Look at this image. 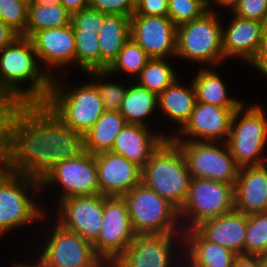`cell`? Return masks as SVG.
<instances>
[{
    "label": "cell",
    "instance_id": "cell-36",
    "mask_svg": "<svg viewBox=\"0 0 267 267\" xmlns=\"http://www.w3.org/2000/svg\"><path fill=\"white\" fill-rule=\"evenodd\" d=\"M244 256H267V212L247 215Z\"/></svg>",
    "mask_w": 267,
    "mask_h": 267
},
{
    "label": "cell",
    "instance_id": "cell-52",
    "mask_svg": "<svg viewBox=\"0 0 267 267\" xmlns=\"http://www.w3.org/2000/svg\"><path fill=\"white\" fill-rule=\"evenodd\" d=\"M259 267H267V256L259 257Z\"/></svg>",
    "mask_w": 267,
    "mask_h": 267
},
{
    "label": "cell",
    "instance_id": "cell-43",
    "mask_svg": "<svg viewBox=\"0 0 267 267\" xmlns=\"http://www.w3.org/2000/svg\"><path fill=\"white\" fill-rule=\"evenodd\" d=\"M254 70H257L261 75L267 79V36L263 34L262 41L258 50L251 61L248 63Z\"/></svg>",
    "mask_w": 267,
    "mask_h": 267
},
{
    "label": "cell",
    "instance_id": "cell-2",
    "mask_svg": "<svg viewBox=\"0 0 267 267\" xmlns=\"http://www.w3.org/2000/svg\"><path fill=\"white\" fill-rule=\"evenodd\" d=\"M51 85L30 37L20 35L0 50V94L15 96L24 104L45 103Z\"/></svg>",
    "mask_w": 267,
    "mask_h": 267
},
{
    "label": "cell",
    "instance_id": "cell-48",
    "mask_svg": "<svg viewBox=\"0 0 267 267\" xmlns=\"http://www.w3.org/2000/svg\"><path fill=\"white\" fill-rule=\"evenodd\" d=\"M30 255H27V257H28V260H27V257H26V255H25V257H23L22 255H21V257L24 259L25 258V262H24V260H20V262H19V260L16 262V260H14L13 261V263L12 264H10L11 266L10 267H43L39 262H37L35 259L33 260V257L32 256H30ZM30 258H32V259H30ZM30 259V260H29ZM26 261H28V262H26ZM33 261V262H32Z\"/></svg>",
    "mask_w": 267,
    "mask_h": 267
},
{
    "label": "cell",
    "instance_id": "cell-27",
    "mask_svg": "<svg viewBox=\"0 0 267 267\" xmlns=\"http://www.w3.org/2000/svg\"><path fill=\"white\" fill-rule=\"evenodd\" d=\"M156 110L158 111V95L140 86L134 80H130L119 110L126 123L151 128L152 125L150 124H153L151 122L153 119L161 121L155 118L158 116L159 119ZM153 115L154 118H151Z\"/></svg>",
    "mask_w": 267,
    "mask_h": 267
},
{
    "label": "cell",
    "instance_id": "cell-18",
    "mask_svg": "<svg viewBox=\"0 0 267 267\" xmlns=\"http://www.w3.org/2000/svg\"><path fill=\"white\" fill-rule=\"evenodd\" d=\"M235 110L196 101L189 120L171 139L226 142Z\"/></svg>",
    "mask_w": 267,
    "mask_h": 267
},
{
    "label": "cell",
    "instance_id": "cell-1",
    "mask_svg": "<svg viewBox=\"0 0 267 267\" xmlns=\"http://www.w3.org/2000/svg\"><path fill=\"white\" fill-rule=\"evenodd\" d=\"M84 151V135L69 128L45 103L24 104L13 121L4 167L40 181L57 164Z\"/></svg>",
    "mask_w": 267,
    "mask_h": 267
},
{
    "label": "cell",
    "instance_id": "cell-47",
    "mask_svg": "<svg viewBox=\"0 0 267 267\" xmlns=\"http://www.w3.org/2000/svg\"><path fill=\"white\" fill-rule=\"evenodd\" d=\"M232 267H259V257L238 256Z\"/></svg>",
    "mask_w": 267,
    "mask_h": 267
},
{
    "label": "cell",
    "instance_id": "cell-7",
    "mask_svg": "<svg viewBox=\"0 0 267 267\" xmlns=\"http://www.w3.org/2000/svg\"><path fill=\"white\" fill-rule=\"evenodd\" d=\"M264 108L258 102L249 105L243 102L233 113L225 143L239 168L267 163V113Z\"/></svg>",
    "mask_w": 267,
    "mask_h": 267
},
{
    "label": "cell",
    "instance_id": "cell-44",
    "mask_svg": "<svg viewBox=\"0 0 267 267\" xmlns=\"http://www.w3.org/2000/svg\"><path fill=\"white\" fill-rule=\"evenodd\" d=\"M18 36L20 35L15 30L0 20V50L12 43Z\"/></svg>",
    "mask_w": 267,
    "mask_h": 267
},
{
    "label": "cell",
    "instance_id": "cell-23",
    "mask_svg": "<svg viewBox=\"0 0 267 267\" xmlns=\"http://www.w3.org/2000/svg\"><path fill=\"white\" fill-rule=\"evenodd\" d=\"M208 241L227 247L238 256H244L247 215L232 211L202 221L195 227Z\"/></svg>",
    "mask_w": 267,
    "mask_h": 267
},
{
    "label": "cell",
    "instance_id": "cell-37",
    "mask_svg": "<svg viewBox=\"0 0 267 267\" xmlns=\"http://www.w3.org/2000/svg\"><path fill=\"white\" fill-rule=\"evenodd\" d=\"M28 5L26 0H0V20L19 35L25 36Z\"/></svg>",
    "mask_w": 267,
    "mask_h": 267
},
{
    "label": "cell",
    "instance_id": "cell-29",
    "mask_svg": "<svg viewBox=\"0 0 267 267\" xmlns=\"http://www.w3.org/2000/svg\"><path fill=\"white\" fill-rule=\"evenodd\" d=\"M126 124L119 111H104L84 134V150L92 155L111 151L116 136Z\"/></svg>",
    "mask_w": 267,
    "mask_h": 267
},
{
    "label": "cell",
    "instance_id": "cell-51",
    "mask_svg": "<svg viewBox=\"0 0 267 267\" xmlns=\"http://www.w3.org/2000/svg\"><path fill=\"white\" fill-rule=\"evenodd\" d=\"M96 267H117L115 262L101 261Z\"/></svg>",
    "mask_w": 267,
    "mask_h": 267
},
{
    "label": "cell",
    "instance_id": "cell-40",
    "mask_svg": "<svg viewBox=\"0 0 267 267\" xmlns=\"http://www.w3.org/2000/svg\"><path fill=\"white\" fill-rule=\"evenodd\" d=\"M230 13L264 23L267 16V0H239Z\"/></svg>",
    "mask_w": 267,
    "mask_h": 267
},
{
    "label": "cell",
    "instance_id": "cell-41",
    "mask_svg": "<svg viewBox=\"0 0 267 267\" xmlns=\"http://www.w3.org/2000/svg\"><path fill=\"white\" fill-rule=\"evenodd\" d=\"M89 7L105 14L131 17L136 10V0H90Z\"/></svg>",
    "mask_w": 267,
    "mask_h": 267
},
{
    "label": "cell",
    "instance_id": "cell-26",
    "mask_svg": "<svg viewBox=\"0 0 267 267\" xmlns=\"http://www.w3.org/2000/svg\"><path fill=\"white\" fill-rule=\"evenodd\" d=\"M216 69L219 70V67L195 68L197 72L191 77V81L196 92V101L227 109H237L243 103L242 99L230 95L232 92L228 91L229 84Z\"/></svg>",
    "mask_w": 267,
    "mask_h": 267
},
{
    "label": "cell",
    "instance_id": "cell-53",
    "mask_svg": "<svg viewBox=\"0 0 267 267\" xmlns=\"http://www.w3.org/2000/svg\"><path fill=\"white\" fill-rule=\"evenodd\" d=\"M263 29H264V35L267 36V16H266L265 21L263 23Z\"/></svg>",
    "mask_w": 267,
    "mask_h": 267
},
{
    "label": "cell",
    "instance_id": "cell-38",
    "mask_svg": "<svg viewBox=\"0 0 267 267\" xmlns=\"http://www.w3.org/2000/svg\"><path fill=\"white\" fill-rule=\"evenodd\" d=\"M207 11V0H169L168 17L176 26L196 20Z\"/></svg>",
    "mask_w": 267,
    "mask_h": 267
},
{
    "label": "cell",
    "instance_id": "cell-11",
    "mask_svg": "<svg viewBox=\"0 0 267 267\" xmlns=\"http://www.w3.org/2000/svg\"><path fill=\"white\" fill-rule=\"evenodd\" d=\"M234 209L233 185L209 179L191 178L187 199L179 210L183 231L202 221Z\"/></svg>",
    "mask_w": 267,
    "mask_h": 267
},
{
    "label": "cell",
    "instance_id": "cell-4",
    "mask_svg": "<svg viewBox=\"0 0 267 267\" xmlns=\"http://www.w3.org/2000/svg\"><path fill=\"white\" fill-rule=\"evenodd\" d=\"M65 80V74H57L52 79L45 104L69 128L84 135L104 113L103 103L91 80H84L77 86Z\"/></svg>",
    "mask_w": 267,
    "mask_h": 267
},
{
    "label": "cell",
    "instance_id": "cell-13",
    "mask_svg": "<svg viewBox=\"0 0 267 267\" xmlns=\"http://www.w3.org/2000/svg\"><path fill=\"white\" fill-rule=\"evenodd\" d=\"M183 234L136 235L115 261L117 267H180Z\"/></svg>",
    "mask_w": 267,
    "mask_h": 267
},
{
    "label": "cell",
    "instance_id": "cell-24",
    "mask_svg": "<svg viewBox=\"0 0 267 267\" xmlns=\"http://www.w3.org/2000/svg\"><path fill=\"white\" fill-rule=\"evenodd\" d=\"M195 103L196 92L192 81L191 83L187 80L181 82L180 77L158 95L159 115L162 114V120L165 117L164 120L174 124V130L167 131V139L171 138L174 132H178L189 120Z\"/></svg>",
    "mask_w": 267,
    "mask_h": 267
},
{
    "label": "cell",
    "instance_id": "cell-9",
    "mask_svg": "<svg viewBox=\"0 0 267 267\" xmlns=\"http://www.w3.org/2000/svg\"><path fill=\"white\" fill-rule=\"evenodd\" d=\"M122 197L137 235L183 233L179 210L142 182Z\"/></svg>",
    "mask_w": 267,
    "mask_h": 267
},
{
    "label": "cell",
    "instance_id": "cell-14",
    "mask_svg": "<svg viewBox=\"0 0 267 267\" xmlns=\"http://www.w3.org/2000/svg\"><path fill=\"white\" fill-rule=\"evenodd\" d=\"M103 223L92 242L95 254L102 261L115 262L136 237L123 197L103 195Z\"/></svg>",
    "mask_w": 267,
    "mask_h": 267
},
{
    "label": "cell",
    "instance_id": "cell-50",
    "mask_svg": "<svg viewBox=\"0 0 267 267\" xmlns=\"http://www.w3.org/2000/svg\"><path fill=\"white\" fill-rule=\"evenodd\" d=\"M180 267H200V266L194 265L185 255H183L180 262Z\"/></svg>",
    "mask_w": 267,
    "mask_h": 267
},
{
    "label": "cell",
    "instance_id": "cell-42",
    "mask_svg": "<svg viewBox=\"0 0 267 267\" xmlns=\"http://www.w3.org/2000/svg\"><path fill=\"white\" fill-rule=\"evenodd\" d=\"M169 0H136L133 15L168 16Z\"/></svg>",
    "mask_w": 267,
    "mask_h": 267
},
{
    "label": "cell",
    "instance_id": "cell-8",
    "mask_svg": "<svg viewBox=\"0 0 267 267\" xmlns=\"http://www.w3.org/2000/svg\"><path fill=\"white\" fill-rule=\"evenodd\" d=\"M42 220L49 224L47 226L44 224L43 230L45 231L39 230V233L42 232V237L39 236L42 239H38L42 242L40 241L36 244L38 240L35 239L34 247L36 248L33 247L32 251L34 252V249H36V254L33 252H30V254L43 267H96L102 261L95 254L90 241L84 239L78 233L62 227L51 219V215L48 212L43 216ZM33 254L35 255L33 256Z\"/></svg>",
    "mask_w": 267,
    "mask_h": 267
},
{
    "label": "cell",
    "instance_id": "cell-20",
    "mask_svg": "<svg viewBox=\"0 0 267 267\" xmlns=\"http://www.w3.org/2000/svg\"><path fill=\"white\" fill-rule=\"evenodd\" d=\"M100 194L122 197L141 183L142 169L111 151L95 154Z\"/></svg>",
    "mask_w": 267,
    "mask_h": 267
},
{
    "label": "cell",
    "instance_id": "cell-6",
    "mask_svg": "<svg viewBox=\"0 0 267 267\" xmlns=\"http://www.w3.org/2000/svg\"><path fill=\"white\" fill-rule=\"evenodd\" d=\"M175 59L197 67L224 65L222 13L208 10L200 18L177 26Z\"/></svg>",
    "mask_w": 267,
    "mask_h": 267
},
{
    "label": "cell",
    "instance_id": "cell-15",
    "mask_svg": "<svg viewBox=\"0 0 267 267\" xmlns=\"http://www.w3.org/2000/svg\"><path fill=\"white\" fill-rule=\"evenodd\" d=\"M56 204L48 212L52 219L91 243L97 238L103 223L102 194L68 197Z\"/></svg>",
    "mask_w": 267,
    "mask_h": 267
},
{
    "label": "cell",
    "instance_id": "cell-21",
    "mask_svg": "<svg viewBox=\"0 0 267 267\" xmlns=\"http://www.w3.org/2000/svg\"><path fill=\"white\" fill-rule=\"evenodd\" d=\"M147 127L139 124H126L115 138L111 152L122 155L141 169L152 154L167 139V127L155 130L156 125ZM155 130V131H154Z\"/></svg>",
    "mask_w": 267,
    "mask_h": 267
},
{
    "label": "cell",
    "instance_id": "cell-35",
    "mask_svg": "<svg viewBox=\"0 0 267 267\" xmlns=\"http://www.w3.org/2000/svg\"><path fill=\"white\" fill-rule=\"evenodd\" d=\"M24 103L17 97L0 94V168L4 167L12 146V126Z\"/></svg>",
    "mask_w": 267,
    "mask_h": 267
},
{
    "label": "cell",
    "instance_id": "cell-49",
    "mask_svg": "<svg viewBox=\"0 0 267 267\" xmlns=\"http://www.w3.org/2000/svg\"><path fill=\"white\" fill-rule=\"evenodd\" d=\"M29 4H37L44 7L61 5V0H31Z\"/></svg>",
    "mask_w": 267,
    "mask_h": 267
},
{
    "label": "cell",
    "instance_id": "cell-28",
    "mask_svg": "<svg viewBox=\"0 0 267 267\" xmlns=\"http://www.w3.org/2000/svg\"><path fill=\"white\" fill-rule=\"evenodd\" d=\"M130 39V17L105 14L98 33L101 51V71H106Z\"/></svg>",
    "mask_w": 267,
    "mask_h": 267
},
{
    "label": "cell",
    "instance_id": "cell-46",
    "mask_svg": "<svg viewBox=\"0 0 267 267\" xmlns=\"http://www.w3.org/2000/svg\"><path fill=\"white\" fill-rule=\"evenodd\" d=\"M90 0H61V5L71 14L89 7Z\"/></svg>",
    "mask_w": 267,
    "mask_h": 267
},
{
    "label": "cell",
    "instance_id": "cell-34",
    "mask_svg": "<svg viewBox=\"0 0 267 267\" xmlns=\"http://www.w3.org/2000/svg\"><path fill=\"white\" fill-rule=\"evenodd\" d=\"M75 38V67L80 73L101 71V51L96 32L73 30Z\"/></svg>",
    "mask_w": 267,
    "mask_h": 267
},
{
    "label": "cell",
    "instance_id": "cell-31",
    "mask_svg": "<svg viewBox=\"0 0 267 267\" xmlns=\"http://www.w3.org/2000/svg\"><path fill=\"white\" fill-rule=\"evenodd\" d=\"M71 15L62 5L44 7L29 4L25 36L31 37L38 30L69 25L71 24Z\"/></svg>",
    "mask_w": 267,
    "mask_h": 267
},
{
    "label": "cell",
    "instance_id": "cell-5",
    "mask_svg": "<svg viewBox=\"0 0 267 267\" xmlns=\"http://www.w3.org/2000/svg\"><path fill=\"white\" fill-rule=\"evenodd\" d=\"M190 180L185 156L171 138L152 154L141 172V182L178 210L187 199Z\"/></svg>",
    "mask_w": 267,
    "mask_h": 267
},
{
    "label": "cell",
    "instance_id": "cell-12",
    "mask_svg": "<svg viewBox=\"0 0 267 267\" xmlns=\"http://www.w3.org/2000/svg\"><path fill=\"white\" fill-rule=\"evenodd\" d=\"M174 142L185 156L191 178L221 181L234 186L239 167L225 142Z\"/></svg>",
    "mask_w": 267,
    "mask_h": 267
},
{
    "label": "cell",
    "instance_id": "cell-19",
    "mask_svg": "<svg viewBox=\"0 0 267 267\" xmlns=\"http://www.w3.org/2000/svg\"><path fill=\"white\" fill-rule=\"evenodd\" d=\"M228 12L231 17L230 21L229 19L225 20L228 15L222 14V51L224 59L227 64L231 59H236L239 63L242 61L247 66L262 41L263 23L240 18L232 13L230 14V11Z\"/></svg>",
    "mask_w": 267,
    "mask_h": 267
},
{
    "label": "cell",
    "instance_id": "cell-33",
    "mask_svg": "<svg viewBox=\"0 0 267 267\" xmlns=\"http://www.w3.org/2000/svg\"><path fill=\"white\" fill-rule=\"evenodd\" d=\"M83 75H86L97 86L105 111L120 110L130 80L127 81V78H123L122 82L124 81L125 83H122L121 77L118 81L117 77L110 75L107 71H90Z\"/></svg>",
    "mask_w": 267,
    "mask_h": 267
},
{
    "label": "cell",
    "instance_id": "cell-32",
    "mask_svg": "<svg viewBox=\"0 0 267 267\" xmlns=\"http://www.w3.org/2000/svg\"><path fill=\"white\" fill-rule=\"evenodd\" d=\"M150 59L147 53L130 37L106 71L117 78L124 75V77H128V80H134Z\"/></svg>",
    "mask_w": 267,
    "mask_h": 267
},
{
    "label": "cell",
    "instance_id": "cell-16",
    "mask_svg": "<svg viewBox=\"0 0 267 267\" xmlns=\"http://www.w3.org/2000/svg\"><path fill=\"white\" fill-rule=\"evenodd\" d=\"M30 39L42 68L52 79L62 70L64 75L70 66L75 67V38L71 24L38 30Z\"/></svg>",
    "mask_w": 267,
    "mask_h": 267
},
{
    "label": "cell",
    "instance_id": "cell-10",
    "mask_svg": "<svg viewBox=\"0 0 267 267\" xmlns=\"http://www.w3.org/2000/svg\"><path fill=\"white\" fill-rule=\"evenodd\" d=\"M40 185L44 195L50 187L60 191L52 193L56 200L51 208L47 207L49 211L62 199L100 194L95 156L84 151L76 158L63 160L40 180Z\"/></svg>",
    "mask_w": 267,
    "mask_h": 267
},
{
    "label": "cell",
    "instance_id": "cell-39",
    "mask_svg": "<svg viewBox=\"0 0 267 267\" xmlns=\"http://www.w3.org/2000/svg\"><path fill=\"white\" fill-rule=\"evenodd\" d=\"M104 18L105 13L88 7L72 13L71 25L73 27V30H83V32H96V34L98 35Z\"/></svg>",
    "mask_w": 267,
    "mask_h": 267
},
{
    "label": "cell",
    "instance_id": "cell-30",
    "mask_svg": "<svg viewBox=\"0 0 267 267\" xmlns=\"http://www.w3.org/2000/svg\"><path fill=\"white\" fill-rule=\"evenodd\" d=\"M169 59L172 58H151L134 81L159 95L182 74H179L176 66H172V60Z\"/></svg>",
    "mask_w": 267,
    "mask_h": 267
},
{
    "label": "cell",
    "instance_id": "cell-17",
    "mask_svg": "<svg viewBox=\"0 0 267 267\" xmlns=\"http://www.w3.org/2000/svg\"><path fill=\"white\" fill-rule=\"evenodd\" d=\"M177 26L168 16L130 17V37L150 58H175Z\"/></svg>",
    "mask_w": 267,
    "mask_h": 267
},
{
    "label": "cell",
    "instance_id": "cell-45",
    "mask_svg": "<svg viewBox=\"0 0 267 267\" xmlns=\"http://www.w3.org/2000/svg\"><path fill=\"white\" fill-rule=\"evenodd\" d=\"M239 0H207L208 10L221 13L223 11L233 10ZM222 8L220 11L219 9Z\"/></svg>",
    "mask_w": 267,
    "mask_h": 267
},
{
    "label": "cell",
    "instance_id": "cell-22",
    "mask_svg": "<svg viewBox=\"0 0 267 267\" xmlns=\"http://www.w3.org/2000/svg\"><path fill=\"white\" fill-rule=\"evenodd\" d=\"M233 195L235 210L245 215L267 212V163L239 168Z\"/></svg>",
    "mask_w": 267,
    "mask_h": 267
},
{
    "label": "cell",
    "instance_id": "cell-3",
    "mask_svg": "<svg viewBox=\"0 0 267 267\" xmlns=\"http://www.w3.org/2000/svg\"><path fill=\"white\" fill-rule=\"evenodd\" d=\"M41 194L40 181L36 178L0 168V239L35 222L43 227L47 204L43 207L41 197L40 201L37 198Z\"/></svg>",
    "mask_w": 267,
    "mask_h": 267
},
{
    "label": "cell",
    "instance_id": "cell-25",
    "mask_svg": "<svg viewBox=\"0 0 267 267\" xmlns=\"http://www.w3.org/2000/svg\"><path fill=\"white\" fill-rule=\"evenodd\" d=\"M184 255L200 267H232L237 254L208 241L196 228L183 231Z\"/></svg>",
    "mask_w": 267,
    "mask_h": 267
}]
</instances>
